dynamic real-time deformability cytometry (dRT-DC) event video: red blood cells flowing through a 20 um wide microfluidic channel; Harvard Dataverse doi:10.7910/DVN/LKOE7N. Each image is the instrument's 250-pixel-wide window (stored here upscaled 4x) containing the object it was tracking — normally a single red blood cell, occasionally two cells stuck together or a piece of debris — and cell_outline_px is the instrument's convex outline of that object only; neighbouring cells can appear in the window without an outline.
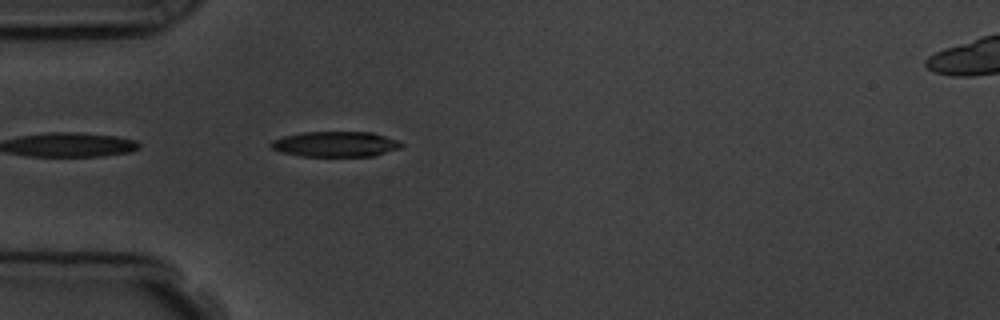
{"species": "common noctule bat (a hibernating species)", "species_latin": "Nyctalus noctula", "temperature_condition": "room temperature", "stored_images_in_passage": 4, "camera_frame_rate_fps": 3000, "um_per_image_px": 0.085, "animal": {"sex": "male", "body_mass_g": 19.5, "forearm_length_mm": 54.6}, "frame": {"image": 1, "passage_image": 4, "time_ms": 4.333, "image_size_px": [1000, 320], "cell_outline_px": [[404, 148], [372, 156], [300, 156], [280, 152], [272, 148], [268, 144], [272, 140], [284, 136], [304, 132], [372, 132], [400, 140], [404, 144]], "centroid_in_image_um": [28.56, 12.25], "position_along_channel_um": 56.4, "area_um2": 19.54}}